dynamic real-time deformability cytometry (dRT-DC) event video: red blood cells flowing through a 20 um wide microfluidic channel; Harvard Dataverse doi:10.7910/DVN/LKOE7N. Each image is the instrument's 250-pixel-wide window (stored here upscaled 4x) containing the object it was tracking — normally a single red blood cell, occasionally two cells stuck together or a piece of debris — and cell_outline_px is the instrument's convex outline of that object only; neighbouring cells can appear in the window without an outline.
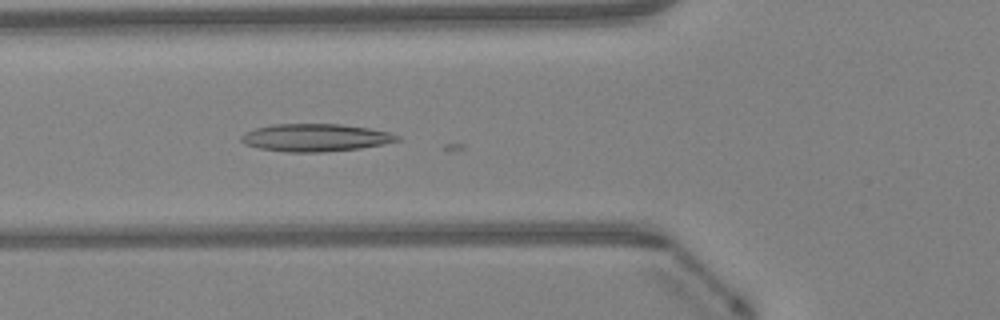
{"species": "Egyptian fruit bat (a non-hibernating species)", "species_latin": "Rousettus aegyptiacus", "temperature_condition": "warm", "stored_images_in_passage": 25, "camera_frame_rate_fps": 3000, "um_per_image_px": 0.085, "animal": {"sex": "female"}, "frame": {"image": 1, "passage_image": 18, "time_ms": 5.667, "image_size_px": [1000, 320], "cell_outline_px": [[404, 140], [360, 148], [324, 152], [288, 152], [260, 148], [244, 144], [240, 140], [240, 136], [244, 132], [256, 128], [272, 124], [340, 124], [368, 128], [388, 132], [400, 136]], "centroid_in_image_um": [26.81, 11.7], "position_along_channel_um": 99.0, "area_um2": 25.14}}
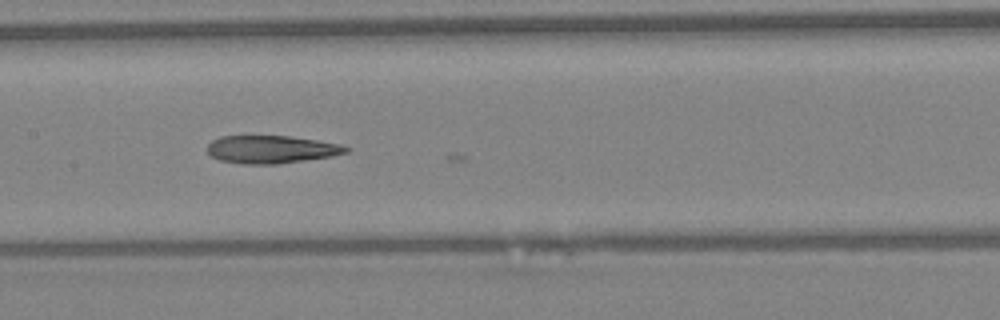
{"frame": {"image": 2, "passage_image": 24, "time_ms": 7.667, "image_size_px": [1000, 320], "cell_outline_px": [[352, 148], [348, 152], [332, 156], [276, 164], [244, 164], [220, 160], [212, 156], [208, 152], [208, 144], [212, 140], [220, 136], [288, 136], [316, 140], [340, 144]], "centroid_in_image_um": [23.07, 12.69], "position_along_channel_um": 184.3, "area_um2": 22.37}}